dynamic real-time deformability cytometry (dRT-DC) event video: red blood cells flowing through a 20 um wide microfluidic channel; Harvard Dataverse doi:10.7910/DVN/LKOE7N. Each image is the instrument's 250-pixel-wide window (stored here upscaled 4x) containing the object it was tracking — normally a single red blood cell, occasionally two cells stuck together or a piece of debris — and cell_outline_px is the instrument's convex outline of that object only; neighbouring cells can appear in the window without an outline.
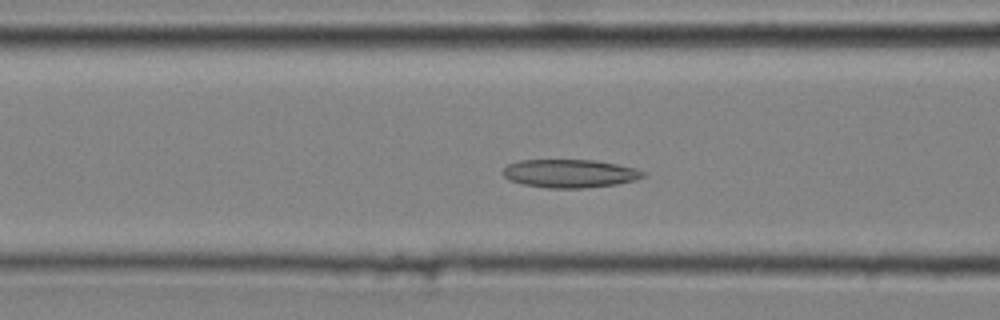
{"species": "common noctule bat (a hibernating species)", "species_latin": "Nyctalus noctula", "temperature_condition": "cold", "stored_images_in_passage": 47, "camera_frame_rate_fps": 3000, "um_per_image_px": 0.085, "animal": {"sex": "male", "body_mass_g": 20.4}, "frame": {"image": 1, "passage_image": 19, "time_ms": 6.0, "image_size_px": [1000, 320], "cell_outline_px": [[644, 176], [636, 180], [616, 184], [584, 188], [548, 188], [524, 184], [508, 180], [500, 172], [508, 164], [520, 160], [596, 160], [636, 168], [644, 172]], "centroid_in_image_um": [48.41, 14.74], "position_along_channel_um": 118.2, "area_um2": 23.12}}
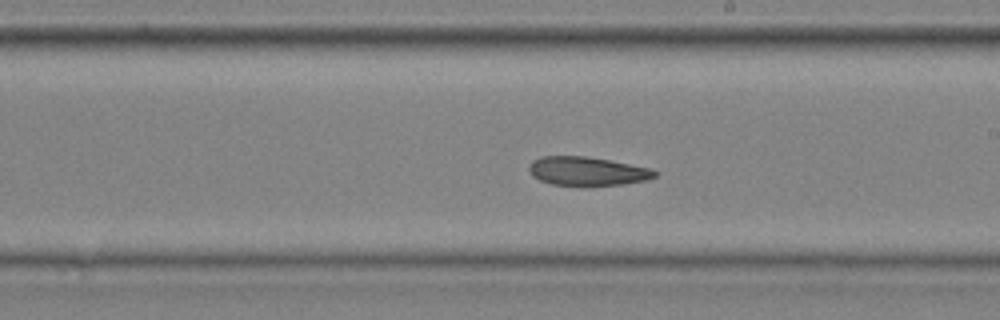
{"frame": {"image": 2, "passage_image": 28, "time_ms": 9.0, "image_size_px": [1000, 320], "cell_outline_px": [[660, 172], [656, 176], [648, 180], [624, 184], [588, 188], [584, 188], [552, 184], [540, 180], [532, 176], [528, 168], [532, 160], [540, 156], [584, 156], [608, 160], [648, 168]], "centroid_in_image_um": [49.9, 14.59], "position_along_channel_um": 239.1, "area_um2": 21.73}}
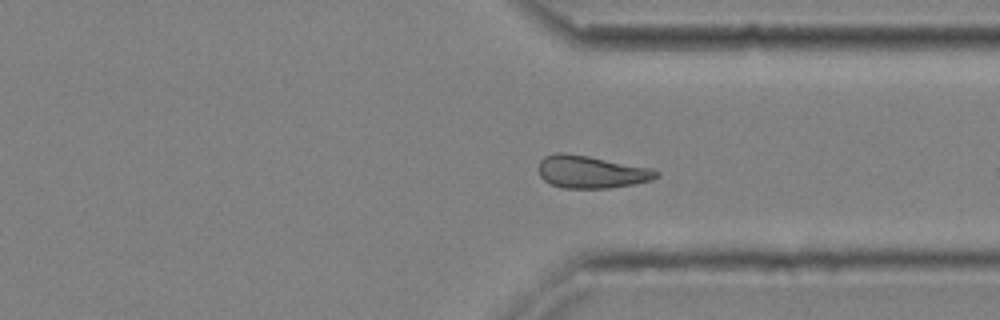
{"frame": {"image": 3, "passage_image": 37, "time_ms": 12.0, "image_size_px": [1000, 320], "cell_outline_px": [[660, 176], [652, 180], [636, 184], [608, 188], [564, 188], [552, 184], [544, 180], [540, 176], [536, 168], [540, 160], [544, 156], [556, 152], [564, 152], [588, 156], [652, 168], [660, 172]], "centroid_in_image_um": [50.25, 14.6], "position_along_channel_um": 361.2, "area_um2": 22.6}, "authors_computed_cell_mechanics": {"area_um2": 22.542, "velocity_mm_per_s": 4.0367, "shape_relaxation_time_tau1_ms": null, "shape_relaxation_time_tau2_ms": 4.4502, "deformation_change_tau1": null, "deformation_change_tau2": 0.1216}}